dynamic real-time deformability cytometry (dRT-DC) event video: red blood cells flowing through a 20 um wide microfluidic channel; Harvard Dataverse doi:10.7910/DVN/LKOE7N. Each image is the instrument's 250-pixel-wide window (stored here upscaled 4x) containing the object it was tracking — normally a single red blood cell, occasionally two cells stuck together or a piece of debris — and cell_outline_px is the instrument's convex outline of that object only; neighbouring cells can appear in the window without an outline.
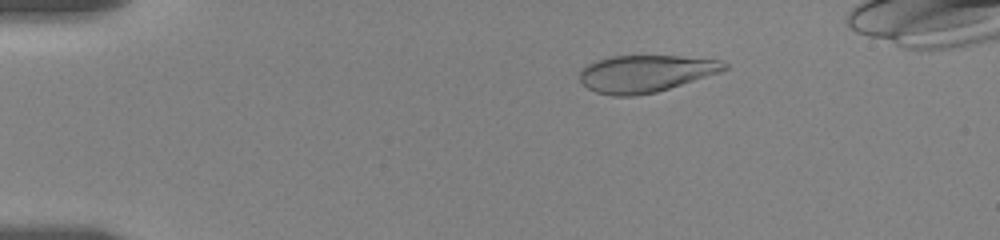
{"species": "human", "species_latin": "Homo sapiens", "temperature_condition": "room temperature", "stored_images_in_passage": 57, "camera_frame_rate_fps": 3000, "um_per_image_px": 0.085, "donor": {"sex": "female"}, "frame": {"image": 1, "passage_image": 11, "time_ms": 3.333, "image_size_px": [1000, 240], "cell_outline_px": [[728, 68], [720, 72], [656, 92], [636, 96], [612, 96], [596, 92], [588, 88], [580, 80], [580, 68], [596, 60], [612, 56], [680, 56], [720, 60], [728, 64]], "centroid_in_image_um": [54.85, 6.25], "position_along_channel_um": 30.1, "area_um2": 31.15}}
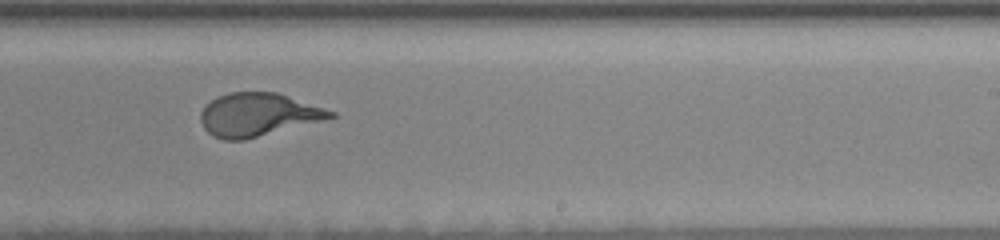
{"frame": {"image": 2, "passage_image": 37, "time_ms": 12.0, "image_size_px": [1000, 240], "cell_outline_px": [[336, 116], [244, 140], [224, 140], [212, 136], [204, 128], [200, 120], [200, 112], [212, 100], [228, 92], [276, 92], [336, 112]], "centroid_in_image_um": [21.88, 9.75], "position_along_channel_um": 267.1, "area_um2": 32.08}}
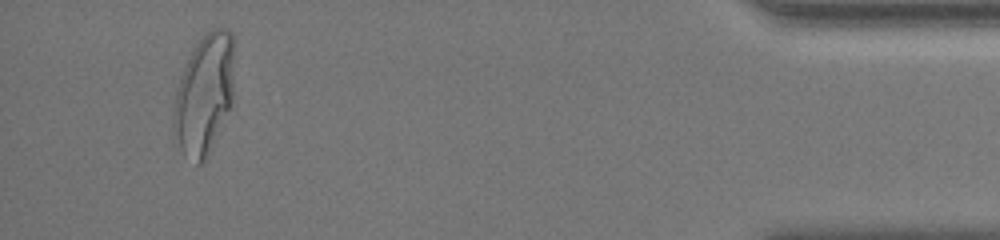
{"frame": {"image": 3, "passage_image": 55, "time_ms": 18.0, "image_size_px": [1000, 240], "cell_outline_px": [[232, 100], [208, 156], [200, 164], [196, 164], [180, 148], [172, 136], [172, 124], [176, 92], [180, 76], [196, 44], [204, 32], [212, 28], [228, 28], [232, 32]], "centroid_in_image_um": [17.33, 8.01], "position_along_channel_um": 417.9, "area_um2": 41.91}}